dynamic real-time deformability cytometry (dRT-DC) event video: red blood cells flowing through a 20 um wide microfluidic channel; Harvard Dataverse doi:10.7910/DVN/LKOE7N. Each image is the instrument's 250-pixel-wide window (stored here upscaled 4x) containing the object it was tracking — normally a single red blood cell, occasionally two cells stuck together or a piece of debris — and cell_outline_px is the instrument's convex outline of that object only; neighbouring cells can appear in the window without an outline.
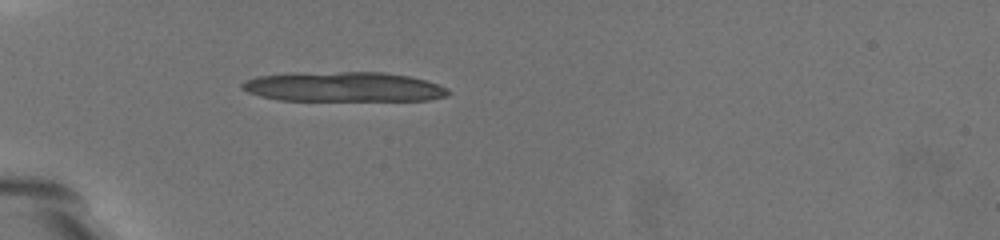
{"species": "common noctule bat (a hibernating species)", "species_latin": "Nyctalus noctula", "temperature_condition": "warm", "stored_images_in_passage": 3, "camera_frame_rate_fps": 3000, "um_per_image_px": 0.085, "animal": {"sex": "female", "body_mass_g": 19.5, "forearm_length_mm": 54.1}, "frame": {"image": 1, "passage_image": 3, "time_ms": 0.667, "image_size_px": [1000, 240], "cell_outline_px": [[260, 212], [252, 212], [192, 156], [180, 136], [180, 132], [192, 116], [196, 112], [252, 160], [256, 172], [260, 188]], "centroid_in_image_um": [18.95, 13.67], "position_along_channel_um": 66.1, "area_um2": 25.61}}